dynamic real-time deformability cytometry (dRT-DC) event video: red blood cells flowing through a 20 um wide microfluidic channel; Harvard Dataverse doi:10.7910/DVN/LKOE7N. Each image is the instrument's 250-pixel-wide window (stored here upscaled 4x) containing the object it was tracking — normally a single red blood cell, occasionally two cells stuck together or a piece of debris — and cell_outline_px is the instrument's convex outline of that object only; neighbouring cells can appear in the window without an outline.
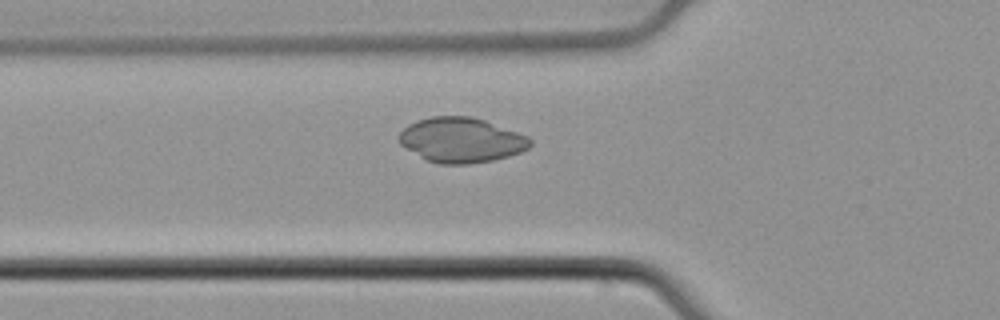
{"species": "common noctule bat (a hibernating species)", "species_latin": "Nyctalus noctula", "temperature_condition": "cold", "stored_images_in_passage": 32, "camera_frame_rate_fps": 3000, "um_per_image_px": 0.085, "animal": {"sex": "male", "body_mass_g": 21.5, "forearm_length_mm": 52.0}, "frame": {"image": 1, "passage_image": 7, "time_ms": 2.0, "image_size_px": [1000, 320], "cell_outline_px": [[532, 144], [528, 148], [520, 152], [508, 156], [492, 160], [468, 164], [436, 164], [420, 156], [400, 144], [396, 140], [396, 136], [408, 124], [416, 120], [432, 116], [472, 116], [484, 120], [528, 136], [532, 140]], "centroid_in_image_um": [39.18, 11.9], "position_along_channel_um": 86.6, "area_um2": 34.39}}
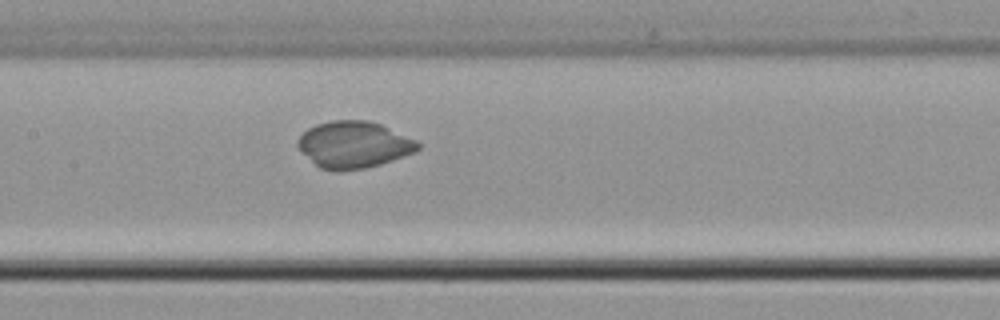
{"frame": {"image": 2, "passage_image": 14, "time_ms": 4.333, "image_size_px": [1000, 320], "cell_outline_px": [[420, 148], [416, 152], [380, 164], [364, 168], [340, 172], [336, 172], [320, 168], [296, 144], [296, 140], [308, 128], [316, 124], [332, 120], [368, 120], [380, 124], [416, 140], [420, 144]], "centroid_in_image_um": [30.08, 12.3], "position_along_channel_um": 177.3, "area_um2": 32.54}}
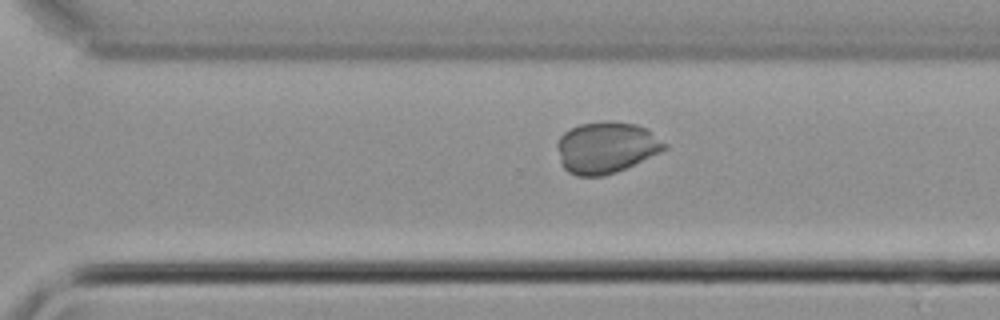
{"frame": {"image": 3, "passage_image": 25, "time_ms": 8.0, "image_size_px": [1000, 320], "cell_outline_px": [[668, 148], [660, 152], [616, 172], [604, 176], [576, 176], [568, 172], [560, 164], [556, 148], [556, 144], [560, 136], [564, 132], [580, 124], [608, 120], [636, 124], [648, 128], [668, 144]], "centroid_in_image_um": [51.52, 12.53], "position_along_channel_um": 319.1, "area_um2": 32.48}}